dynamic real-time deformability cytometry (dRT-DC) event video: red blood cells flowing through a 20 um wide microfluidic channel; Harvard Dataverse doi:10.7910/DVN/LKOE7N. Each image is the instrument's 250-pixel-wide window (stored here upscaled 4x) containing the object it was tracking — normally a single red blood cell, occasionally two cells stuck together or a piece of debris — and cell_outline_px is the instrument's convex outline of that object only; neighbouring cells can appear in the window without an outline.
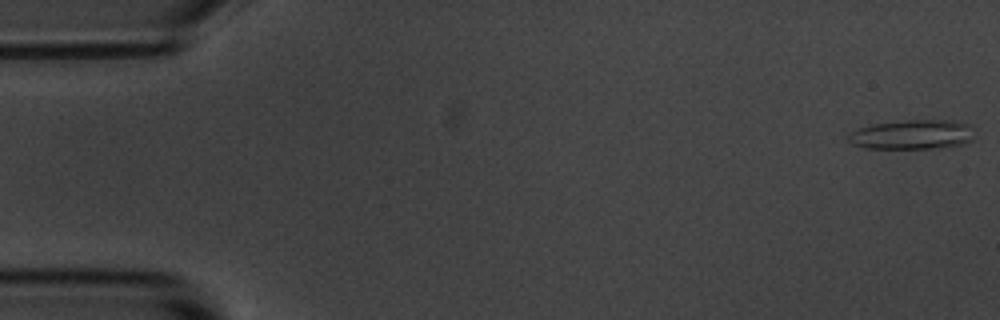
{"species": "common noctule bat (a hibernating species)", "species_latin": "Nyctalus noctula", "temperature_condition": "room temperature", "stored_images_in_passage": 16, "camera_frame_rate_fps": 3000, "um_per_image_px": 0.085, "animal": {"sex": "male", "body_mass_g": 20.1, "forearm_length_mm": 53.5}, "frame": {"image": 1, "passage_image": 1, "time_ms": 0.0, "image_size_px": [1000, 320], "cell_outline_px": [[972, 140], [964, 144], [936, 148], [864, 148], [852, 144], [844, 136], [848, 132], [872, 124], [908, 120], [952, 120], [972, 124]], "centroid_in_image_um": [77.52, 11.43], "position_along_channel_um": 7.5, "area_um2": 21.91}}
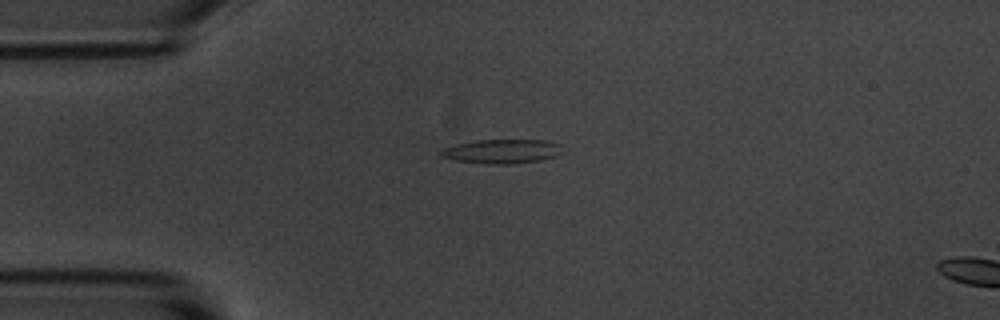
{"frame": {"image": 2, "passage_image": 13, "time_ms": 4.0, "image_size_px": [1000, 320], "cell_outline_px": [[564, 152], [556, 156], [540, 160], [512, 164], [488, 164], [456, 160], [440, 156], [440, 152], [444, 148], [456, 144], [476, 140], [544, 140], [560, 144]], "centroid_in_image_um": [42.7, 12.86], "position_along_channel_um": 42.3, "area_um2": 17.11}}